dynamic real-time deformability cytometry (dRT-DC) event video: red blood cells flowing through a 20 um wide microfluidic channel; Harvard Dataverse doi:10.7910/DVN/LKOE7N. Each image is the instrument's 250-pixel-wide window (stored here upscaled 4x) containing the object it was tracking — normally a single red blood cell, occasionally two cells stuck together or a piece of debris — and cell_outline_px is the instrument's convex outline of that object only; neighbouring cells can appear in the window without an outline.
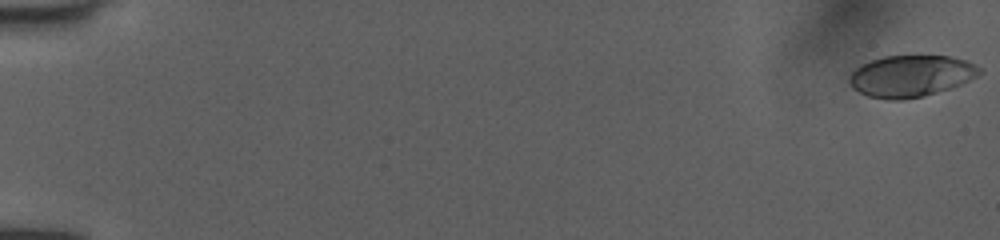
{"species": "human", "species_latin": "Homo sapiens", "temperature_condition": "room temperature", "stored_images_in_passage": 52, "camera_frame_rate_fps": 3000, "um_per_image_px": 0.085, "donor": {"sex": "female"}, "frame": {"image": 1, "passage_image": 1, "time_ms": 0.0, "image_size_px": [1000, 240], "cell_outline_px": [[980, 72], [976, 76], [952, 88], [924, 96], [900, 100], [888, 100], [868, 96], [852, 88], [848, 80], [848, 76], [856, 68], [872, 60], [884, 56], [948, 56], [968, 60], [980, 68]], "centroid_in_image_um": [77.41, 6.47], "position_along_channel_um": 7.6, "area_um2": 31.44}}
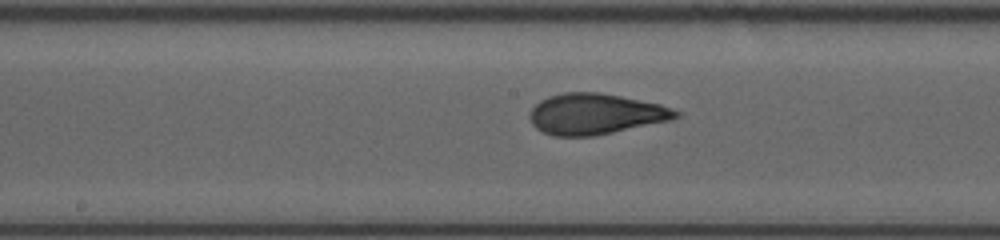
{"frame": {"image": 2, "passage_image": 29, "time_ms": 9.333, "image_size_px": [1000, 240], "cell_outline_px": [[680, 116], [672, 120], [592, 136], [552, 136], [536, 128], [532, 124], [528, 116], [532, 108], [540, 100], [548, 96], [564, 92], [600, 92], [660, 104], [672, 108], [680, 112]], "centroid_in_image_um": [50.6, 9.68], "position_along_channel_um": 197.6, "area_um2": 34.74}}
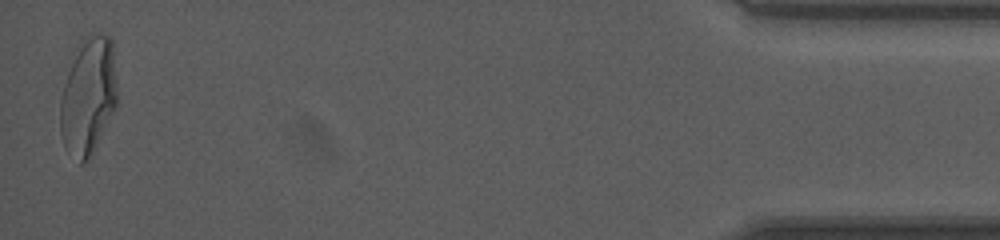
{"frame": {"image": 3, "passage_image": 52, "time_ms": 17.0, "image_size_px": [1000, 240], "cell_outline_px": [[116, 104], [112, 112], [84, 164], [80, 164], [64, 144], [60, 136], [60, 100], [64, 84], [68, 72], [76, 56], [92, 32], [96, 32], [112, 36], [116, 84]], "centroid_in_image_um": [7.5, 8.15], "position_along_channel_um": 427.7, "area_um2": 37.34}, "authors_computed_cell_mechanics": {"area_um2": 34.0153, "velocity_mm_per_s": 4.0403, "shape_relaxation_time_tau1_ms": 7.0553, "shape_relaxation_time_tau2_ms": 0.8777, "deformation_change_tau1": 0.2419, "deformation_change_tau2": 0.0729}}